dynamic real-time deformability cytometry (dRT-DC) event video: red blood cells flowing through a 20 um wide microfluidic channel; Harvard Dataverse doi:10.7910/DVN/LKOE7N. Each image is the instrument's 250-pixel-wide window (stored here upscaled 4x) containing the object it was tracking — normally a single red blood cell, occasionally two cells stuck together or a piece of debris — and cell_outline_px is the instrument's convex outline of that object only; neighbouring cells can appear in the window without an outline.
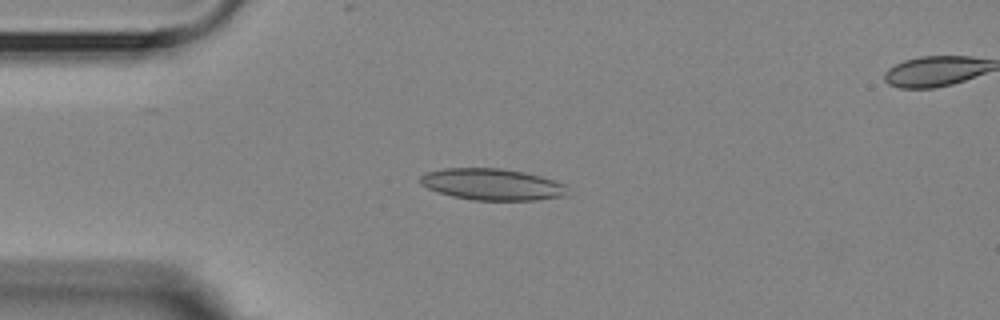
{"species": "Egyptian fruit bat (a non-hibernating species)", "species_latin": "Rousettus aegyptiacus", "temperature_condition": "room temperature", "stored_images_in_passage": 15, "segment_of_instrument_passage": [1, 2], "camera_frame_rate_fps": 3000, "um_per_image_px": 0.085, "animal": {"sex": "female"}, "frame": {"image": 1, "passage_image": 3, "time_ms": 3.333, "image_size_px": [1000, 320], "cell_outline_px": [[568, 196], [536, 200], [472, 200], [452, 196], [428, 188], [420, 184], [420, 176], [424, 172], [444, 168], [500, 168], [524, 172], [540, 176], [568, 184]], "centroid_in_image_um": [41.87, 15.67], "position_along_channel_um": 43.1, "area_um2": 27.34}}
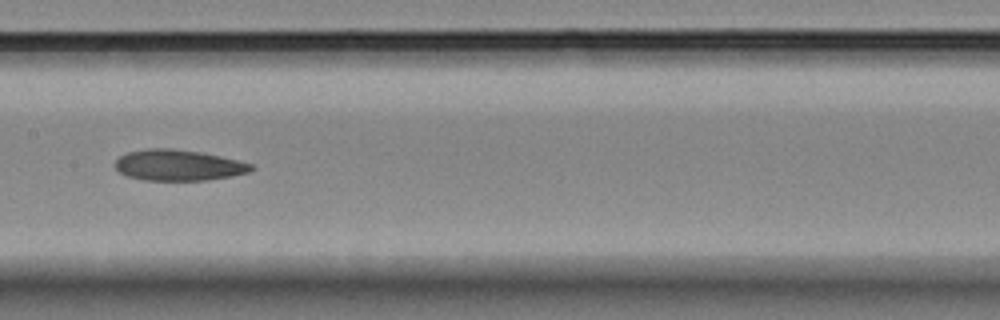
{"frame": {"image": 2, "passage_image": 7, "time_ms": 8.0, "image_size_px": [1000, 320], "cell_outline_px": [[256, 168], [248, 172], [232, 176], [204, 180], [144, 180], [128, 176], [120, 172], [112, 164], [120, 156], [128, 152], [148, 148], [172, 148], [200, 152], [220, 156], [252, 164]], "centroid_in_image_um": [15.14, 14.04], "position_along_channel_um": 192.3, "area_um2": 24.45}}
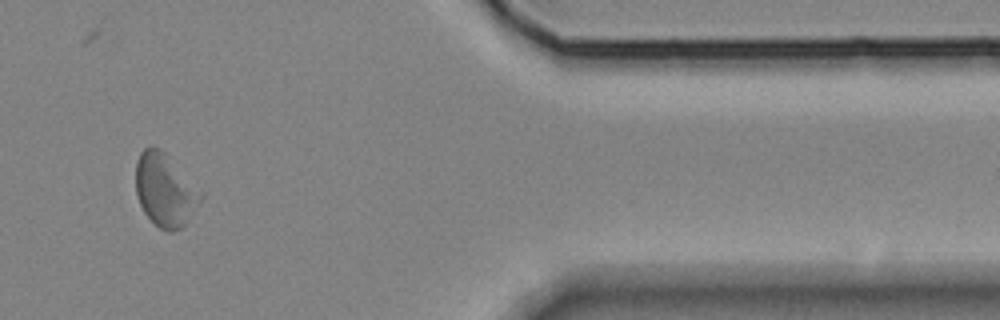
{"frame": {"image": 3, "passage_image": 12, "time_ms": 14.667, "image_size_px": [1000, 320], "cell_outline_px": [[204, 196], [192, 216], [180, 228], [172, 232], [168, 232], [160, 228], [144, 212], [140, 204], [136, 192], [136, 160], [140, 152], [144, 148], [152, 144], [160, 148], [204, 192]], "centroid_in_image_um": [14.05, 16.13], "position_along_channel_um": 397.4, "area_um2": 27.8}}